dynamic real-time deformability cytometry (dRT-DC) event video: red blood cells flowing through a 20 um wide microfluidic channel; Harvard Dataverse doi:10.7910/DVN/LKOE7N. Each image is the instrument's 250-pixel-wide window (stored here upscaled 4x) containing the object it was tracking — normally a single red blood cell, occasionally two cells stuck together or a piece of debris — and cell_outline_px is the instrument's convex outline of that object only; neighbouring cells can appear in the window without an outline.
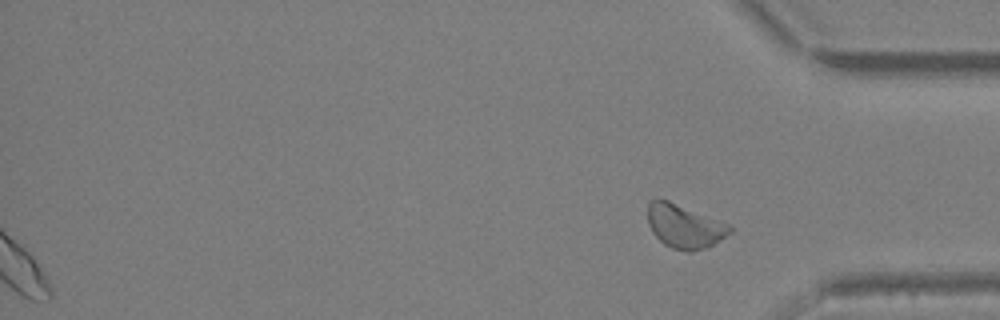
{"species": "Egyptian fruit bat (a non-hibernating species)", "species_latin": "Rousettus aegyptiacus", "temperature_condition": "warm", "stored_images_in_passage": 32, "segment_of_instrument_passage": [2, 2], "camera_frame_rate_fps": 3000, "um_per_image_px": 0.085, "animal": {"sex": "female"}, "frame": {"image": 1, "passage_image": 32, "time_ms": 10.333, "image_size_px": [1000, 320], "cell_outline_px": [[732, 232], [712, 244], [704, 248], [692, 252], [688, 252], [672, 248], [664, 244], [652, 232], [648, 224], [648, 200], [656, 196], [668, 200], [728, 224], [732, 228]], "centroid_in_image_um": [58.12, 19.21], "position_along_channel_um": 377.1, "area_um2": 20.87}}